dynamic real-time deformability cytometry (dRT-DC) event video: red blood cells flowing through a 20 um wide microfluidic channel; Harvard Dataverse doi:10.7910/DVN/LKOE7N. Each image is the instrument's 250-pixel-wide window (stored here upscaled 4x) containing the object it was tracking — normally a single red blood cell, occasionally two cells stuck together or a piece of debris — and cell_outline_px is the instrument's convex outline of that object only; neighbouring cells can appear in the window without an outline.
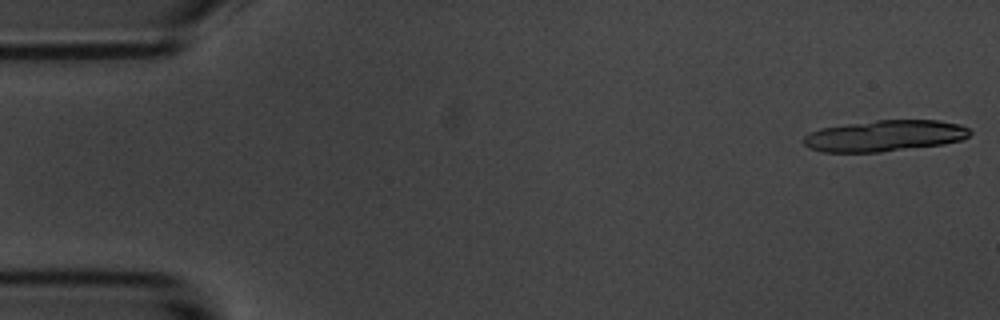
{"species": "common noctule bat (a hibernating species)", "species_latin": "Nyctalus noctula", "temperature_condition": "room temperature", "stored_images_in_passage": 18, "camera_frame_rate_fps": 3000, "um_per_image_px": 0.085, "animal": {"sex": "male", "body_mass_g": 20.1, "forearm_length_mm": 53.5}, "frame": {"image": 1, "passage_image": 1, "time_ms": 0.0, "image_size_px": [1000, 320], "cell_outline_px": [[972, 132], [968, 136], [960, 140], [944, 144], [880, 152], [820, 152], [808, 148], [804, 144], [804, 136], [808, 132], [820, 128], [876, 120], [940, 120], [960, 124], [968, 128]], "centroid_in_image_um": [75.18, 11.54], "position_along_channel_um": 9.8, "area_um2": 30.35}}